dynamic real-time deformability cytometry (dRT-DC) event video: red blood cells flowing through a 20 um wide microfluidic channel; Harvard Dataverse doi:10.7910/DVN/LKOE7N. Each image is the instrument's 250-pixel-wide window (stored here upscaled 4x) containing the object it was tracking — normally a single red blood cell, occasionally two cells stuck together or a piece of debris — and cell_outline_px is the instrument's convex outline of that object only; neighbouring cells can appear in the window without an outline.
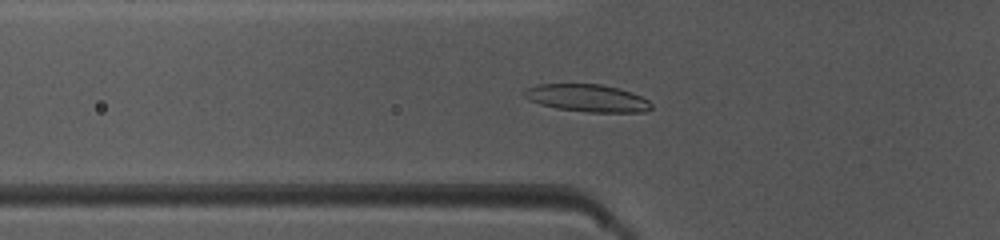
{"species": "common noctule bat (a hibernating species)", "species_latin": "Nyctalus noctula", "temperature_condition": "warm", "stored_images_in_passage": 49, "camera_frame_rate_fps": 3000, "um_per_image_px": 0.085, "animal": {"sex": "female", "body_mass_g": 10.0, "forearm_length_mm": 53.1}, "frame": {"image": 1, "passage_image": 17, "time_ms": 5.333, "image_size_px": [1000, 240], "cell_outline_px": [[652, 108], [644, 112], [588, 112], [556, 108], [540, 104], [528, 100], [524, 96], [524, 92], [528, 88], [536, 84], [600, 84], [632, 92], [648, 100], [652, 104]], "centroid_in_image_um": [49.91, 8.34], "position_along_channel_um": 75.9, "area_um2": 20.23}}
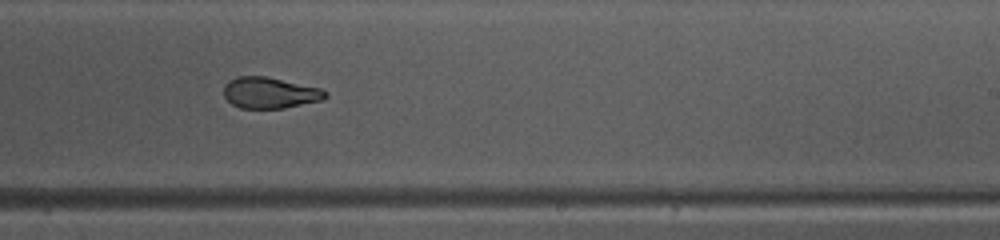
{"frame": {"image": 2, "passage_image": 31, "time_ms": 10.0, "image_size_px": [1000, 240], "cell_outline_px": [[328, 96], [324, 100], [284, 108], [240, 108], [232, 104], [224, 96], [224, 88], [228, 80], [236, 76], [264, 76], [320, 88], [328, 92]], "centroid_in_image_um": [22.95, 7.89], "position_along_channel_um": 266.1, "area_um2": 18.44}}
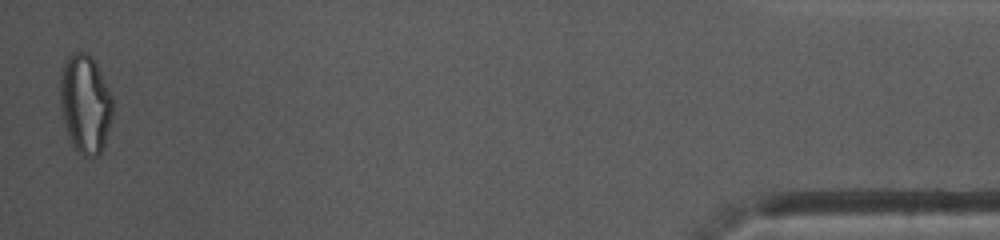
{"frame": {"image": 3, "passage_image": 49, "time_ms": 16.0, "image_size_px": [1000, 240], "cell_outline_px": [[112, 116], [104, 144], [100, 152], [96, 156], [84, 156], [72, 144], [68, 136], [64, 124], [60, 100], [60, 76], [64, 60], [68, 56], [76, 52], [88, 52], [92, 56], [108, 88], [112, 100]], "centroid_in_image_um": [7.22, 8.8], "position_along_channel_um": 428.0, "area_um2": 29.94}, "authors_computed_cell_mechanics": {"area_um2": 19.7098, "velocity_mm_per_s": 4.0447, "shape_relaxation_time_tau1_ms": 5.1421, "shape_relaxation_time_tau2_ms": 1.6439, "deformation_change_tau1": 0.1963, "deformation_change_tau2": 0.0858}}